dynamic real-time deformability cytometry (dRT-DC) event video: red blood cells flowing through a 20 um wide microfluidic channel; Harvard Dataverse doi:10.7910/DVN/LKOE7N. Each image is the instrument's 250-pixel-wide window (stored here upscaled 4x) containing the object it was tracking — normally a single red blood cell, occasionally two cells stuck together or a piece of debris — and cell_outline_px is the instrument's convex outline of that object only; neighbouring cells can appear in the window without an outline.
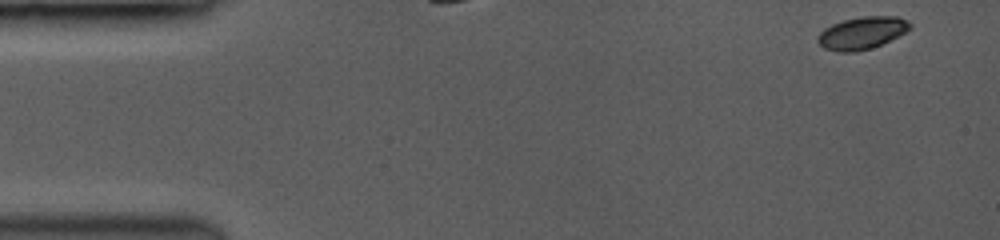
{"species": "common noctule bat (a hibernating species)", "species_latin": "Nyctalus noctula", "temperature_condition": "room temperature", "stored_images_in_passage": 8, "camera_frame_rate_fps": 3500, "um_per_image_px": 0.085, "animal": {"sex": "female", "body_mass_g": 19.0, "forearm_length_mm": 53.3}, "frame": {"image": 1, "passage_image": 1, "time_ms": 0.0, "image_size_px": [1000, 240], "cell_outline_px": [[912, 24], [904, 32], [880, 44], [868, 48], [852, 52], [840, 52], [824, 48], [816, 40], [820, 32], [824, 28], [832, 24], [844, 20], [864, 16], [896, 16]], "centroid_in_image_um": [73.2, 2.79], "position_along_channel_um": 11.8, "area_um2": 16.88}}